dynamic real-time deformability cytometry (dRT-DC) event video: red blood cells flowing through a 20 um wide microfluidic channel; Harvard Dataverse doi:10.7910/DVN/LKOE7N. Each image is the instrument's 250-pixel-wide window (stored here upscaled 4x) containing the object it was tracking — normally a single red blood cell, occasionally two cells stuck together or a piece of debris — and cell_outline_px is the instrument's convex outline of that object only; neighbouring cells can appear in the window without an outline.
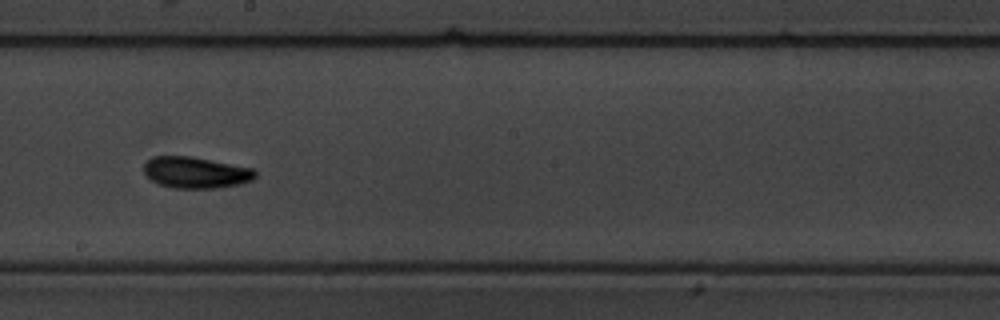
{"species": "common noctule bat (a hibernating species)", "species_latin": "Nyctalus noctula", "temperature_condition": "warm", "stored_images_in_passage": 16, "camera_frame_rate_fps": 3000, "um_per_image_px": 0.085, "animal": {"sex": "male", "body_mass_g": 19.5, "forearm_length_mm": 54.6}, "frame": {"image": 1, "passage_image": 10, "time_ms": 12.0, "image_size_px": [1000, 320], "cell_outline_px": [[256, 176], [252, 180], [240, 184], [216, 188], [172, 188], [160, 184], [152, 180], [144, 172], [144, 164], [152, 156], [192, 156], [252, 168], [256, 172]], "centroid_in_image_um": [16.64, 14.66], "position_along_channel_um": 231.6, "area_um2": 20.29}}
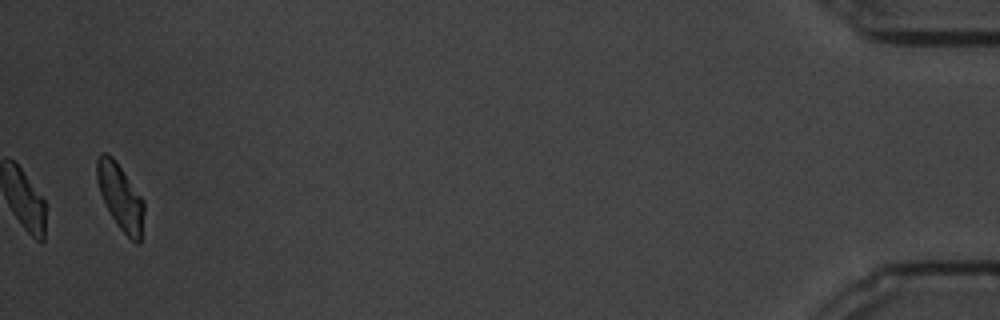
{"frame": {"image": 2, "passage_image": 16, "time_ms": 20.333, "image_size_px": [1000, 320], "cell_outline_px": [[144, 212], [140, 244], [136, 244], [116, 224], [100, 192], [96, 180], [96, 160], [104, 152], [112, 156], [116, 160], [144, 200]], "centroid_in_image_um": [10.24, 16.72], "position_along_channel_um": 425.0, "area_um2": 17.98}, "authors_computed_cell_mechanics": {"area_um2": 19.9988, "velocity_mm_per_s": 3.4051, "shape_relaxation_time_tau1_ms": 3.7111, "shape_relaxation_time_tau2_ms": 3.5845, "deformation_change_tau1": 0.1464, "deformation_change_tau2": 0.0955}}